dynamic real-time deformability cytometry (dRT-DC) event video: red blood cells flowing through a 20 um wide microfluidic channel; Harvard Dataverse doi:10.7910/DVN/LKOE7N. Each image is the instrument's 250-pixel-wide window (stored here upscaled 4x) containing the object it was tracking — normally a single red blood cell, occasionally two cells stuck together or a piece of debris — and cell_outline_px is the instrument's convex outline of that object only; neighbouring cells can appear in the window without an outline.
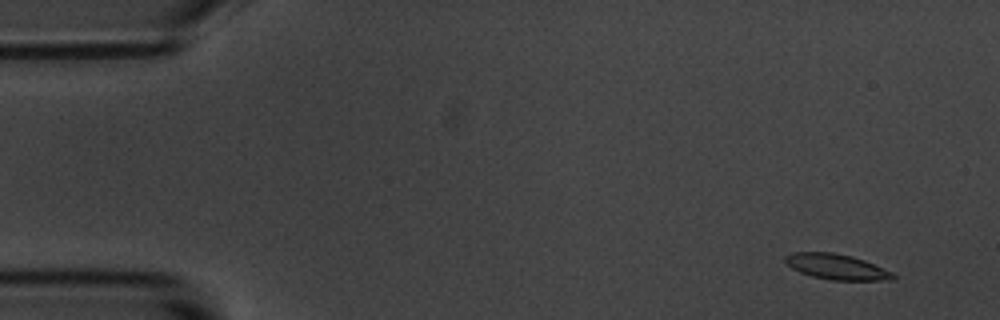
{"species": "common noctule bat (a hibernating species)", "species_latin": "Nyctalus noctula", "temperature_condition": "room temperature", "stored_images_in_passage": 6, "camera_frame_rate_fps": 3000, "um_per_image_px": 0.085, "animal": {"sex": "male", "body_mass_g": 20.1, "forearm_length_mm": 53.5}, "frame": {"image": 1, "passage_image": 1, "time_ms": 0.0, "image_size_px": [1000, 320], "cell_outline_px": [[896, 280], [832, 280], [812, 276], [800, 272], [792, 268], [784, 260], [784, 256], [792, 252], [832, 252], [852, 256], [864, 260], [892, 272], [896, 276]], "centroid_in_image_um": [71.11, 22.67], "position_along_channel_um": 13.9, "area_um2": 15.95}}
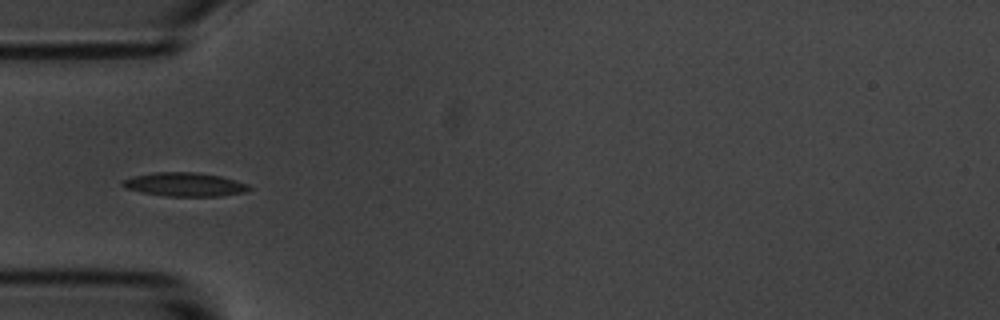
{"frame": {"image": 2, "passage_image": 5, "time_ms": 4.667, "image_size_px": [1000, 320], "cell_outline_px": [[252, 188], [248, 192], [220, 196], [164, 196], [140, 192], [124, 188], [120, 184], [120, 180], [132, 176], [156, 172], [196, 172], [220, 176], [236, 180], [248, 184]], "centroid_in_image_um": [15.67, 15.68], "position_along_channel_um": 69.3, "area_um2": 17.8}}